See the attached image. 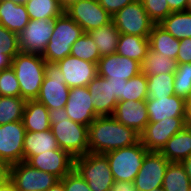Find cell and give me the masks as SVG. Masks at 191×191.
Instances as JSON below:
<instances>
[{"instance_id":"obj_1","label":"cell","mask_w":191,"mask_h":191,"mask_svg":"<svg viewBox=\"0 0 191 191\" xmlns=\"http://www.w3.org/2000/svg\"><path fill=\"white\" fill-rule=\"evenodd\" d=\"M139 141V133L119 123L113 116H98L88 126L89 153L105 154Z\"/></svg>"},{"instance_id":"obj_2","label":"cell","mask_w":191,"mask_h":191,"mask_svg":"<svg viewBox=\"0 0 191 191\" xmlns=\"http://www.w3.org/2000/svg\"><path fill=\"white\" fill-rule=\"evenodd\" d=\"M51 131L60 149L73 158L88 153V126L72 121L65 107L49 109Z\"/></svg>"},{"instance_id":"obj_3","label":"cell","mask_w":191,"mask_h":191,"mask_svg":"<svg viewBox=\"0 0 191 191\" xmlns=\"http://www.w3.org/2000/svg\"><path fill=\"white\" fill-rule=\"evenodd\" d=\"M46 61L39 54L19 52L13 59V68L20 86V97L35 100L45 76Z\"/></svg>"},{"instance_id":"obj_4","label":"cell","mask_w":191,"mask_h":191,"mask_svg":"<svg viewBox=\"0 0 191 191\" xmlns=\"http://www.w3.org/2000/svg\"><path fill=\"white\" fill-rule=\"evenodd\" d=\"M84 30L65 12L55 18L53 34L42 58L46 62L57 63L71 53L72 44L79 39Z\"/></svg>"},{"instance_id":"obj_5","label":"cell","mask_w":191,"mask_h":191,"mask_svg":"<svg viewBox=\"0 0 191 191\" xmlns=\"http://www.w3.org/2000/svg\"><path fill=\"white\" fill-rule=\"evenodd\" d=\"M74 169L87 182L91 191H111L115 180L104 154L88 152L74 158Z\"/></svg>"},{"instance_id":"obj_6","label":"cell","mask_w":191,"mask_h":191,"mask_svg":"<svg viewBox=\"0 0 191 191\" xmlns=\"http://www.w3.org/2000/svg\"><path fill=\"white\" fill-rule=\"evenodd\" d=\"M148 150L142 142L105 153L115 181L133 182Z\"/></svg>"},{"instance_id":"obj_7","label":"cell","mask_w":191,"mask_h":191,"mask_svg":"<svg viewBox=\"0 0 191 191\" xmlns=\"http://www.w3.org/2000/svg\"><path fill=\"white\" fill-rule=\"evenodd\" d=\"M69 89L57 63L46 62L45 76L36 100L48 109L63 108L67 103Z\"/></svg>"},{"instance_id":"obj_8","label":"cell","mask_w":191,"mask_h":191,"mask_svg":"<svg viewBox=\"0 0 191 191\" xmlns=\"http://www.w3.org/2000/svg\"><path fill=\"white\" fill-rule=\"evenodd\" d=\"M112 21L120 34L148 37L154 22L149 18L140 0H136L119 10Z\"/></svg>"},{"instance_id":"obj_9","label":"cell","mask_w":191,"mask_h":191,"mask_svg":"<svg viewBox=\"0 0 191 191\" xmlns=\"http://www.w3.org/2000/svg\"><path fill=\"white\" fill-rule=\"evenodd\" d=\"M8 173L18 191H47L60 180L54 174L40 171L26 161L9 166Z\"/></svg>"},{"instance_id":"obj_10","label":"cell","mask_w":191,"mask_h":191,"mask_svg":"<svg viewBox=\"0 0 191 191\" xmlns=\"http://www.w3.org/2000/svg\"><path fill=\"white\" fill-rule=\"evenodd\" d=\"M23 121L0 125V165L9 167L23 161Z\"/></svg>"},{"instance_id":"obj_11","label":"cell","mask_w":191,"mask_h":191,"mask_svg":"<svg viewBox=\"0 0 191 191\" xmlns=\"http://www.w3.org/2000/svg\"><path fill=\"white\" fill-rule=\"evenodd\" d=\"M64 12L84 32L98 29L112 21V16L100 6L98 0H79L72 3Z\"/></svg>"},{"instance_id":"obj_12","label":"cell","mask_w":191,"mask_h":191,"mask_svg":"<svg viewBox=\"0 0 191 191\" xmlns=\"http://www.w3.org/2000/svg\"><path fill=\"white\" fill-rule=\"evenodd\" d=\"M186 125V117H169L148 123L140 134V141L148 151L160 152L167 141Z\"/></svg>"},{"instance_id":"obj_13","label":"cell","mask_w":191,"mask_h":191,"mask_svg":"<svg viewBox=\"0 0 191 191\" xmlns=\"http://www.w3.org/2000/svg\"><path fill=\"white\" fill-rule=\"evenodd\" d=\"M55 19L30 20L18 35L20 52L42 55L53 34Z\"/></svg>"},{"instance_id":"obj_14","label":"cell","mask_w":191,"mask_h":191,"mask_svg":"<svg viewBox=\"0 0 191 191\" xmlns=\"http://www.w3.org/2000/svg\"><path fill=\"white\" fill-rule=\"evenodd\" d=\"M169 161L160 152L148 151L134 179L137 191H150L162 187Z\"/></svg>"},{"instance_id":"obj_15","label":"cell","mask_w":191,"mask_h":191,"mask_svg":"<svg viewBox=\"0 0 191 191\" xmlns=\"http://www.w3.org/2000/svg\"><path fill=\"white\" fill-rule=\"evenodd\" d=\"M141 73V64L117 53L102 56L97 62L98 76L106 80H129Z\"/></svg>"},{"instance_id":"obj_16","label":"cell","mask_w":191,"mask_h":191,"mask_svg":"<svg viewBox=\"0 0 191 191\" xmlns=\"http://www.w3.org/2000/svg\"><path fill=\"white\" fill-rule=\"evenodd\" d=\"M57 65L63 73L66 85L69 88L85 87L98 75L97 64L81 60L72 55L58 61Z\"/></svg>"},{"instance_id":"obj_17","label":"cell","mask_w":191,"mask_h":191,"mask_svg":"<svg viewBox=\"0 0 191 191\" xmlns=\"http://www.w3.org/2000/svg\"><path fill=\"white\" fill-rule=\"evenodd\" d=\"M26 162L40 171L54 174L59 179L74 169V158L60 148L30 156Z\"/></svg>"},{"instance_id":"obj_18","label":"cell","mask_w":191,"mask_h":191,"mask_svg":"<svg viewBox=\"0 0 191 191\" xmlns=\"http://www.w3.org/2000/svg\"><path fill=\"white\" fill-rule=\"evenodd\" d=\"M93 103L87 86L72 87L69 89L65 110L72 121L89 126L97 117Z\"/></svg>"},{"instance_id":"obj_19","label":"cell","mask_w":191,"mask_h":191,"mask_svg":"<svg viewBox=\"0 0 191 191\" xmlns=\"http://www.w3.org/2000/svg\"><path fill=\"white\" fill-rule=\"evenodd\" d=\"M113 117L123 125L133 128L141 134L149 123L146 100L118 101Z\"/></svg>"},{"instance_id":"obj_20","label":"cell","mask_w":191,"mask_h":191,"mask_svg":"<svg viewBox=\"0 0 191 191\" xmlns=\"http://www.w3.org/2000/svg\"><path fill=\"white\" fill-rule=\"evenodd\" d=\"M87 87L94 101L96 116H113L118 100L113 95L111 80L97 75Z\"/></svg>"},{"instance_id":"obj_21","label":"cell","mask_w":191,"mask_h":191,"mask_svg":"<svg viewBox=\"0 0 191 191\" xmlns=\"http://www.w3.org/2000/svg\"><path fill=\"white\" fill-rule=\"evenodd\" d=\"M149 123L169 117H186V100L177 95L159 99H146Z\"/></svg>"},{"instance_id":"obj_22","label":"cell","mask_w":191,"mask_h":191,"mask_svg":"<svg viewBox=\"0 0 191 191\" xmlns=\"http://www.w3.org/2000/svg\"><path fill=\"white\" fill-rule=\"evenodd\" d=\"M30 21L25 4L0 0V24L8 30L20 34Z\"/></svg>"},{"instance_id":"obj_23","label":"cell","mask_w":191,"mask_h":191,"mask_svg":"<svg viewBox=\"0 0 191 191\" xmlns=\"http://www.w3.org/2000/svg\"><path fill=\"white\" fill-rule=\"evenodd\" d=\"M160 153L169 162L181 163L191 155V127L187 124L173 135L162 148Z\"/></svg>"},{"instance_id":"obj_24","label":"cell","mask_w":191,"mask_h":191,"mask_svg":"<svg viewBox=\"0 0 191 191\" xmlns=\"http://www.w3.org/2000/svg\"><path fill=\"white\" fill-rule=\"evenodd\" d=\"M58 148L60 147L51 129L39 132L26 131L23 141V161H26L30 156Z\"/></svg>"},{"instance_id":"obj_25","label":"cell","mask_w":191,"mask_h":191,"mask_svg":"<svg viewBox=\"0 0 191 191\" xmlns=\"http://www.w3.org/2000/svg\"><path fill=\"white\" fill-rule=\"evenodd\" d=\"M22 121L26 131L39 132L51 129L49 109L36 99L26 100Z\"/></svg>"},{"instance_id":"obj_26","label":"cell","mask_w":191,"mask_h":191,"mask_svg":"<svg viewBox=\"0 0 191 191\" xmlns=\"http://www.w3.org/2000/svg\"><path fill=\"white\" fill-rule=\"evenodd\" d=\"M150 50L174 60L177 58L180 40L174 38L159 24H154L148 36Z\"/></svg>"},{"instance_id":"obj_27","label":"cell","mask_w":191,"mask_h":191,"mask_svg":"<svg viewBox=\"0 0 191 191\" xmlns=\"http://www.w3.org/2000/svg\"><path fill=\"white\" fill-rule=\"evenodd\" d=\"M149 49L148 37L120 34L116 53L141 64Z\"/></svg>"},{"instance_id":"obj_28","label":"cell","mask_w":191,"mask_h":191,"mask_svg":"<svg viewBox=\"0 0 191 191\" xmlns=\"http://www.w3.org/2000/svg\"><path fill=\"white\" fill-rule=\"evenodd\" d=\"M87 33L98 47L100 57L116 53L120 33L113 21Z\"/></svg>"},{"instance_id":"obj_29","label":"cell","mask_w":191,"mask_h":191,"mask_svg":"<svg viewBox=\"0 0 191 191\" xmlns=\"http://www.w3.org/2000/svg\"><path fill=\"white\" fill-rule=\"evenodd\" d=\"M177 61L164 57L163 54L148 50L147 56L141 63V73L146 76H154L159 74H174L177 69Z\"/></svg>"},{"instance_id":"obj_30","label":"cell","mask_w":191,"mask_h":191,"mask_svg":"<svg viewBox=\"0 0 191 191\" xmlns=\"http://www.w3.org/2000/svg\"><path fill=\"white\" fill-rule=\"evenodd\" d=\"M159 25L176 39L191 38V12H172Z\"/></svg>"},{"instance_id":"obj_31","label":"cell","mask_w":191,"mask_h":191,"mask_svg":"<svg viewBox=\"0 0 191 191\" xmlns=\"http://www.w3.org/2000/svg\"><path fill=\"white\" fill-rule=\"evenodd\" d=\"M24 4L30 20L55 19L64 12L58 0H26Z\"/></svg>"},{"instance_id":"obj_32","label":"cell","mask_w":191,"mask_h":191,"mask_svg":"<svg viewBox=\"0 0 191 191\" xmlns=\"http://www.w3.org/2000/svg\"><path fill=\"white\" fill-rule=\"evenodd\" d=\"M165 191H191V182L181 163L170 162L163 178Z\"/></svg>"},{"instance_id":"obj_33","label":"cell","mask_w":191,"mask_h":191,"mask_svg":"<svg viewBox=\"0 0 191 191\" xmlns=\"http://www.w3.org/2000/svg\"><path fill=\"white\" fill-rule=\"evenodd\" d=\"M25 103L21 97L0 96V125L22 121Z\"/></svg>"},{"instance_id":"obj_34","label":"cell","mask_w":191,"mask_h":191,"mask_svg":"<svg viewBox=\"0 0 191 191\" xmlns=\"http://www.w3.org/2000/svg\"><path fill=\"white\" fill-rule=\"evenodd\" d=\"M147 99H159L174 95V74L147 76Z\"/></svg>"},{"instance_id":"obj_35","label":"cell","mask_w":191,"mask_h":191,"mask_svg":"<svg viewBox=\"0 0 191 191\" xmlns=\"http://www.w3.org/2000/svg\"><path fill=\"white\" fill-rule=\"evenodd\" d=\"M70 55L95 64L101 58L98 47L87 32L72 44Z\"/></svg>"},{"instance_id":"obj_36","label":"cell","mask_w":191,"mask_h":191,"mask_svg":"<svg viewBox=\"0 0 191 191\" xmlns=\"http://www.w3.org/2000/svg\"><path fill=\"white\" fill-rule=\"evenodd\" d=\"M147 76L144 73L130 78L126 82L124 89V95H122V101H143L148 97Z\"/></svg>"},{"instance_id":"obj_37","label":"cell","mask_w":191,"mask_h":191,"mask_svg":"<svg viewBox=\"0 0 191 191\" xmlns=\"http://www.w3.org/2000/svg\"><path fill=\"white\" fill-rule=\"evenodd\" d=\"M174 95L185 100L191 96V63L177 65L174 72Z\"/></svg>"},{"instance_id":"obj_38","label":"cell","mask_w":191,"mask_h":191,"mask_svg":"<svg viewBox=\"0 0 191 191\" xmlns=\"http://www.w3.org/2000/svg\"><path fill=\"white\" fill-rule=\"evenodd\" d=\"M0 96L20 97L19 81L12 67L0 73Z\"/></svg>"},{"instance_id":"obj_39","label":"cell","mask_w":191,"mask_h":191,"mask_svg":"<svg viewBox=\"0 0 191 191\" xmlns=\"http://www.w3.org/2000/svg\"><path fill=\"white\" fill-rule=\"evenodd\" d=\"M145 11L154 24H159L163 19L168 17L172 11L166 0H140Z\"/></svg>"},{"instance_id":"obj_40","label":"cell","mask_w":191,"mask_h":191,"mask_svg":"<svg viewBox=\"0 0 191 191\" xmlns=\"http://www.w3.org/2000/svg\"><path fill=\"white\" fill-rule=\"evenodd\" d=\"M20 52L18 34L0 24V54L13 59Z\"/></svg>"},{"instance_id":"obj_41","label":"cell","mask_w":191,"mask_h":191,"mask_svg":"<svg viewBox=\"0 0 191 191\" xmlns=\"http://www.w3.org/2000/svg\"><path fill=\"white\" fill-rule=\"evenodd\" d=\"M60 180L63 182L65 191H91L87 182L75 169Z\"/></svg>"},{"instance_id":"obj_42","label":"cell","mask_w":191,"mask_h":191,"mask_svg":"<svg viewBox=\"0 0 191 191\" xmlns=\"http://www.w3.org/2000/svg\"><path fill=\"white\" fill-rule=\"evenodd\" d=\"M134 1L136 0H98V3L113 17L119 10Z\"/></svg>"},{"instance_id":"obj_43","label":"cell","mask_w":191,"mask_h":191,"mask_svg":"<svg viewBox=\"0 0 191 191\" xmlns=\"http://www.w3.org/2000/svg\"><path fill=\"white\" fill-rule=\"evenodd\" d=\"M176 61L177 64L191 63V38L180 40Z\"/></svg>"},{"instance_id":"obj_44","label":"cell","mask_w":191,"mask_h":191,"mask_svg":"<svg viewBox=\"0 0 191 191\" xmlns=\"http://www.w3.org/2000/svg\"><path fill=\"white\" fill-rule=\"evenodd\" d=\"M111 191H137L134 182L130 181H114Z\"/></svg>"},{"instance_id":"obj_45","label":"cell","mask_w":191,"mask_h":191,"mask_svg":"<svg viewBox=\"0 0 191 191\" xmlns=\"http://www.w3.org/2000/svg\"><path fill=\"white\" fill-rule=\"evenodd\" d=\"M111 82L113 88V95H115L118 101H122V95H124V89L127 80H113Z\"/></svg>"},{"instance_id":"obj_46","label":"cell","mask_w":191,"mask_h":191,"mask_svg":"<svg viewBox=\"0 0 191 191\" xmlns=\"http://www.w3.org/2000/svg\"><path fill=\"white\" fill-rule=\"evenodd\" d=\"M172 12L186 11L187 0H166Z\"/></svg>"},{"instance_id":"obj_47","label":"cell","mask_w":191,"mask_h":191,"mask_svg":"<svg viewBox=\"0 0 191 191\" xmlns=\"http://www.w3.org/2000/svg\"><path fill=\"white\" fill-rule=\"evenodd\" d=\"M0 191H18L15 183L8 177L0 186Z\"/></svg>"},{"instance_id":"obj_48","label":"cell","mask_w":191,"mask_h":191,"mask_svg":"<svg viewBox=\"0 0 191 191\" xmlns=\"http://www.w3.org/2000/svg\"><path fill=\"white\" fill-rule=\"evenodd\" d=\"M12 59L6 54H0V71L11 67Z\"/></svg>"},{"instance_id":"obj_49","label":"cell","mask_w":191,"mask_h":191,"mask_svg":"<svg viewBox=\"0 0 191 191\" xmlns=\"http://www.w3.org/2000/svg\"><path fill=\"white\" fill-rule=\"evenodd\" d=\"M181 164L183 165V167L185 168V171L189 177V180L191 182V155L186 157Z\"/></svg>"},{"instance_id":"obj_50","label":"cell","mask_w":191,"mask_h":191,"mask_svg":"<svg viewBox=\"0 0 191 191\" xmlns=\"http://www.w3.org/2000/svg\"><path fill=\"white\" fill-rule=\"evenodd\" d=\"M187 124L191 127V96L186 100Z\"/></svg>"},{"instance_id":"obj_51","label":"cell","mask_w":191,"mask_h":191,"mask_svg":"<svg viewBox=\"0 0 191 191\" xmlns=\"http://www.w3.org/2000/svg\"><path fill=\"white\" fill-rule=\"evenodd\" d=\"M8 177V167L0 165V186Z\"/></svg>"},{"instance_id":"obj_52","label":"cell","mask_w":191,"mask_h":191,"mask_svg":"<svg viewBox=\"0 0 191 191\" xmlns=\"http://www.w3.org/2000/svg\"><path fill=\"white\" fill-rule=\"evenodd\" d=\"M47 191H65L63 187V182L59 180L52 187H50Z\"/></svg>"},{"instance_id":"obj_53","label":"cell","mask_w":191,"mask_h":191,"mask_svg":"<svg viewBox=\"0 0 191 191\" xmlns=\"http://www.w3.org/2000/svg\"><path fill=\"white\" fill-rule=\"evenodd\" d=\"M79 0H58L61 7L65 10L67 7H69L72 3L77 2Z\"/></svg>"},{"instance_id":"obj_54","label":"cell","mask_w":191,"mask_h":191,"mask_svg":"<svg viewBox=\"0 0 191 191\" xmlns=\"http://www.w3.org/2000/svg\"><path fill=\"white\" fill-rule=\"evenodd\" d=\"M186 11L191 12V0H187Z\"/></svg>"},{"instance_id":"obj_55","label":"cell","mask_w":191,"mask_h":191,"mask_svg":"<svg viewBox=\"0 0 191 191\" xmlns=\"http://www.w3.org/2000/svg\"><path fill=\"white\" fill-rule=\"evenodd\" d=\"M9 1L15 2L17 4H21V3H25L26 2V0H9Z\"/></svg>"},{"instance_id":"obj_56","label":"cell","mask_w":191,"mask_h":191,"mask_svg":"<svg viewBox=\"0 0 191 191\" xmlns=\"http://www.w3.org/2000/svg\"><path fill=\"white\" fill-rule=\"evenodd\" d=\"M150 191H165L162 187L151 189Z\"/></svg>"}]
</instances>
